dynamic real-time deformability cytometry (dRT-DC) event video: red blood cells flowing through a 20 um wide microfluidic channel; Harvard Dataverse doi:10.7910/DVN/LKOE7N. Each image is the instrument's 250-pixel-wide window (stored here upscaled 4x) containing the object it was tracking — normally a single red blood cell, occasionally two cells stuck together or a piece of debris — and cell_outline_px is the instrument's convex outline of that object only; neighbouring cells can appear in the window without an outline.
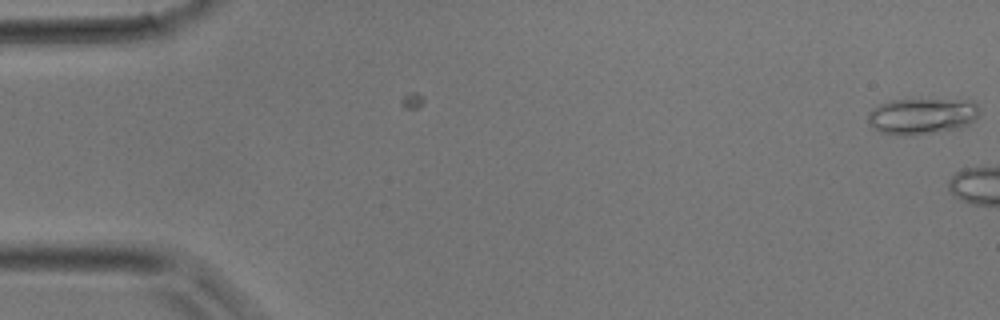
{"species": "common noctule bat (a hibernating species)", "species_latin": "Nyctalus noctula", "temperature_condition": "room temperature", "stored_images_in_passage": 3, "camera_frame_rate_fps": 3000, "um_per_image_px": 0.085, "animal": {"sex": "male", "body_mass_g": 17.9}, "frame": {"image": 1, "passage_image": 3, "time_ms": 0.667, "image_size_px": [1000, 320], "cell_outline_px": [[980, 116], [976, 120], [960, 128], [940, 132], [908, 136], [900, 136], [880, 132], [868, 124], [868, 112], [872, 108], [888, 100], [972, 100], [976, 104], [980, 112]], "centroid_in_image_um": [78.37, 9.88], "position_along_channel_um": 6.6, "area_um2": 23.87}}